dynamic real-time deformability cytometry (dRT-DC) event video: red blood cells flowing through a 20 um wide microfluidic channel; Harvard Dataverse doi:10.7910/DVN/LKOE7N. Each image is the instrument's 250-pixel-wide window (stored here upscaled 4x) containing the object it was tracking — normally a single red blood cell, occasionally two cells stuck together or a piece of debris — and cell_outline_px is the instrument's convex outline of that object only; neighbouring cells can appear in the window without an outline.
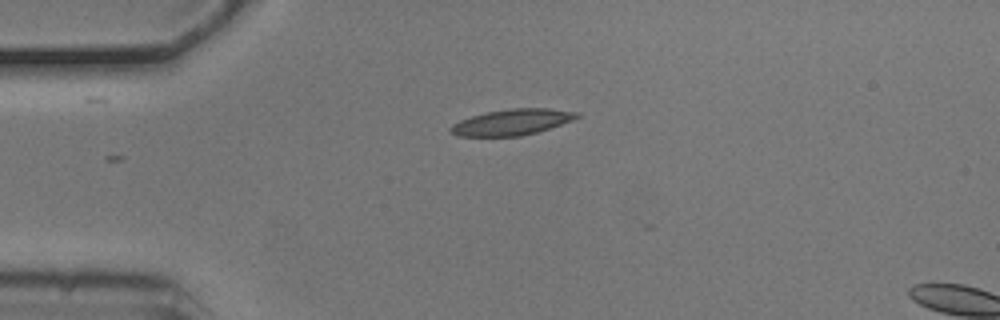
{"species": "common noctule bat (a hibernating species)", "species_latin": "Nyctalus noctula", "temperature_condition": "cold", "stored_images_in_passage": 2, "camera_frame_rate_fps": 3000, "um_per_image_px": 0.085, "animal": {"sex": "male", "body_mass_g": 20.5, "forearm_length_mm": 52.5}, "frame": {"image": 1, "passage_image": 2, "time_ms": 0.333, "image_size_px": [1000, 320], "cell_outline_px": [[580, 116], [572, 120], [536, 132], [520, 136], [456, 136], [448, 132], [448, 128], [452, 124], [460, 120], [472, 116], [488, 112], [512, 108], [548, 108], [580, 112]], "centroid_in_image_um": [43.48, 10.38], "position_along_channel_um": 41.5, "area_um2": 19.02}}